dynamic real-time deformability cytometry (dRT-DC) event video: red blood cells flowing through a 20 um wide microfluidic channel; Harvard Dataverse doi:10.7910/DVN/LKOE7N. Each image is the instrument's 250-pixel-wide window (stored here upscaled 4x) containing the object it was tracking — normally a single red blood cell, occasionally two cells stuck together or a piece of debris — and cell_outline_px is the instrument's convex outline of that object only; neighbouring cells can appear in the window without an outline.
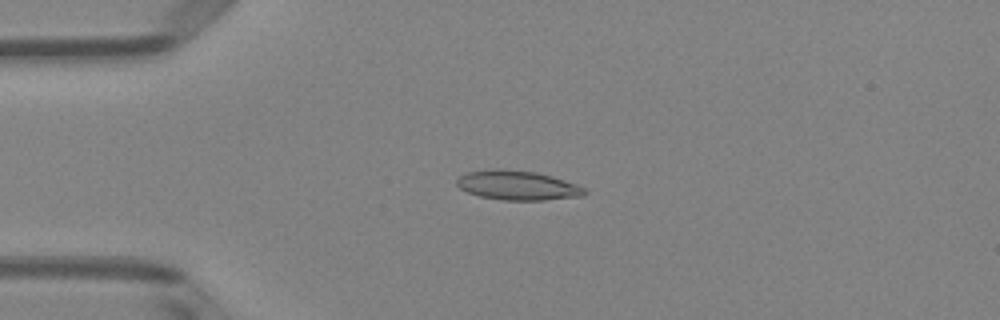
{"species": "Egyptian fruit bat (a non-hibernating species)", "species_latin": "Rousettus aegyptiacus", "temperature_condition": "room temperature", "stored_images_in_passage": 51, "camera_frame_rate_fps": 3000, "um_per_image_px": 0.085, "animal": {"sex": "female"}, "frame": {"image": 1, "passage_image": 13, "time_ms": 4.0, "image_size_px": [1000, 320], "cell_outline_px": [[588, 192], [584, 196], [544, 200], [500, 200], [480, 196], [468, 192], [460, 188], [456, 184], [456, 180], [460, 176], [468, 172], [496, 168], [500, 168], [536, 172], [552, 176], [576, 184], [584, 188]], "centroid_in_image_um": [44.0, 15.75], "position_along_channel_um": 41.0, "area_um2": 21.96}}
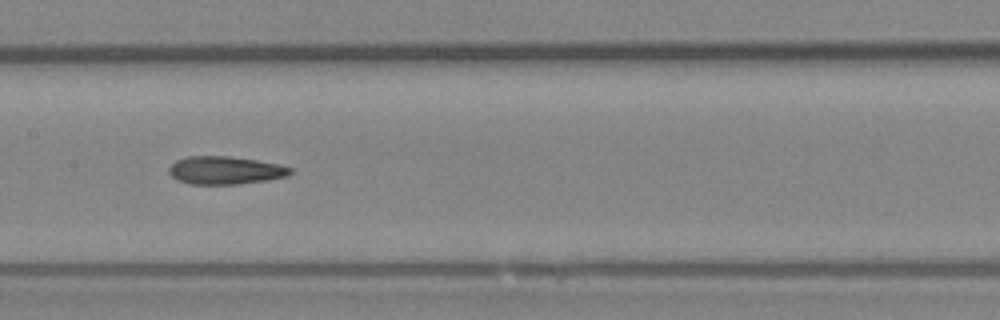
{"frame": {"image": 2, "passage_image": 26, "time_ms": 8.333, "image_size_px": [1000, 320], "cell_outline_px": [[292, 172], [288, 176], [268, 180], [236, 184], [192, 184], [180, 180], [172, 176], [168, 172], [168, 168], [176, 160], [188, 156], [228, 156], [256, 160], [280, 164], [292, 168]], "centroid_in_image_um": [19.17, 14.47], "position_along_channel_um": 188.2, "area_um2": 19.71}}
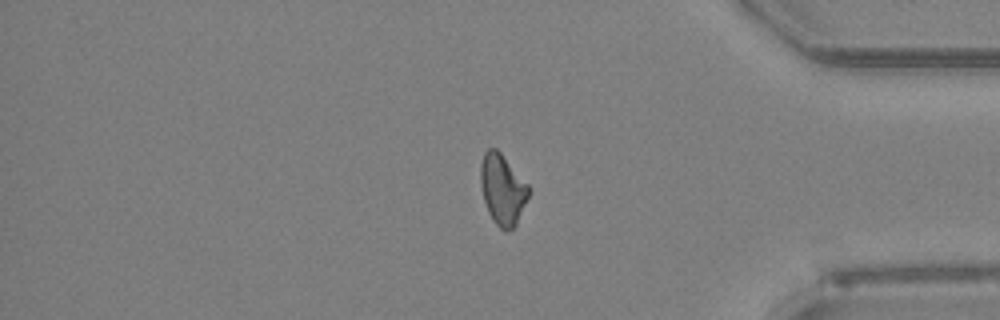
{"frame": {"image": 3, "passage_image": 43, "time_ms": 14.0, "image_size_px": [1000, 320], "cell_outline_px": [[532, 188], [516, 224], [512, 228], [504, 232], [492, 220], [488, 212], [484, 200], [480, 184], [480, 164], [484, 152], [488, 148], [496, 148], [500, 152]], "centroid_in_image_um": [42.71, 16.09], "position_along_channel_um": 392.5, "area_um2": 19.88}, "authors_computed_cell_mechanics": {"area_um2": 19.9988, "velocity_mm_per_s": 4.0066, "shape_relaxation_time_tau1_ms": 5.934, "shape_relaxation_time_tau2_ms": 2.6592, "deformation_change_tau1": 0.182, "deformation_change_tau2": 0.1133}}